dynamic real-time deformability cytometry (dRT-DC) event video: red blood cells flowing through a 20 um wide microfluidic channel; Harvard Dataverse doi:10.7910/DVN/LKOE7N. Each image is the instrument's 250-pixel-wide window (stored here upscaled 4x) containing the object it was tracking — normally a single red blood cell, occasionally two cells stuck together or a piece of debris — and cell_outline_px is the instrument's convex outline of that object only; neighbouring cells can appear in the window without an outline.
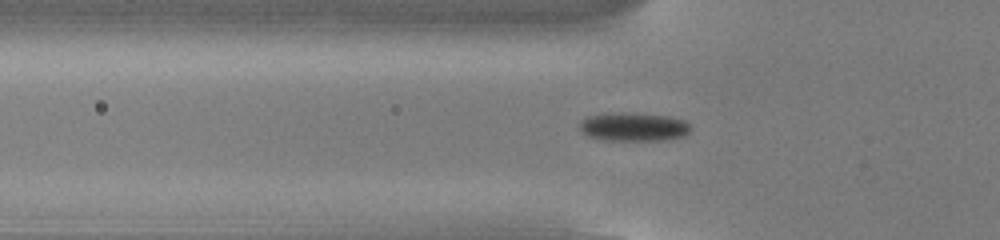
{"species": "common noctule bat (a hibernating species)", "species_latin": "Nyctalus noctula", "temperature_condition": "cold", "stored_images_in_passage": 54, "camera_frame_rate_fps": 3000, "um_per_image_px": 0.085, "animal": {"sex": "male", "body_mass_g": 13.0, "forearm_length_mm": 53.1}, "frame": {"image": 1, "passage_image": 18, "time_ms": 5.667, "image_size_px": [1000, 240], "cell_outline_px": [[692, 128], [684, 136], [660, 140], [604, 140], [588, 136], [580, 128], [580, 124], [588, 116], [620, 112], [624, 112], [668, 116], [684, 120]], "centroid_in_image_um": [53.88, 10.78], "position_along_channel_um": 71.9, "area_um2": 18.21}}
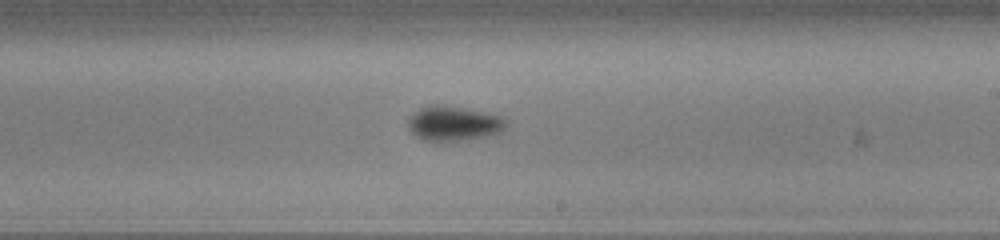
{"frame": {"image": 2, "passage_image": 32, "time_ms": 10.333, "image_size_px": [1000, 240], "cell_outline_px": [[508, 124], [500, 132], [488, 136], [464, 140], [424, 140], [416, 136], [408, 128], [408, 120], [420, 108], [432, 104], [436, 104], [464, 108], [488, 112], [500, 116], [508, 120]], "centroid_in_image_um": [38.6, 10.48], "position_along_channel_um": 250.4, "area_um2": 19.71}}
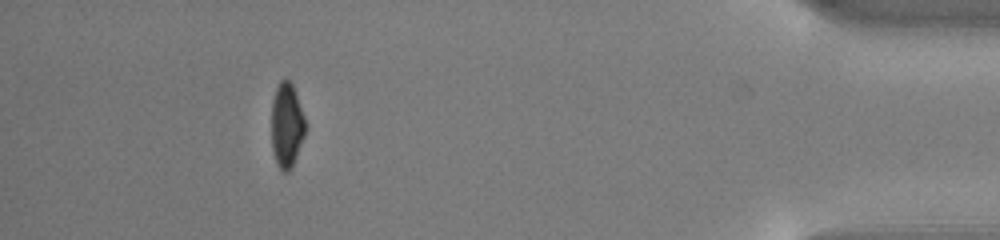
{"frame": {"image": 3, "passage_image": 49, "time_ms": 16.0, "image_size_px": [1000, 240], "cell_outline_px": [[304, 136], [292, 168], [288, 172], [284, 172], [276, 164], [272, 148], [272, 100], [276, 88], [280, 80], [284, 76], [292, 84], [304, 116]], "centroid_in_image_um": [24.35, 10.65], "position_along_channel_um": 410.8, "area_um2": 16.59}, "authors_computed_cell_mechanics": {"area_um2": 18.0047, "velocity_mm_per_s": 3.8317, "shape_relaxation_time_tau1_ms": 2.2027, "shape_relaxation_time_tau2_ms": null, "deformation_change_tau1": 0.0957, "deformation_change_tau2": null}}